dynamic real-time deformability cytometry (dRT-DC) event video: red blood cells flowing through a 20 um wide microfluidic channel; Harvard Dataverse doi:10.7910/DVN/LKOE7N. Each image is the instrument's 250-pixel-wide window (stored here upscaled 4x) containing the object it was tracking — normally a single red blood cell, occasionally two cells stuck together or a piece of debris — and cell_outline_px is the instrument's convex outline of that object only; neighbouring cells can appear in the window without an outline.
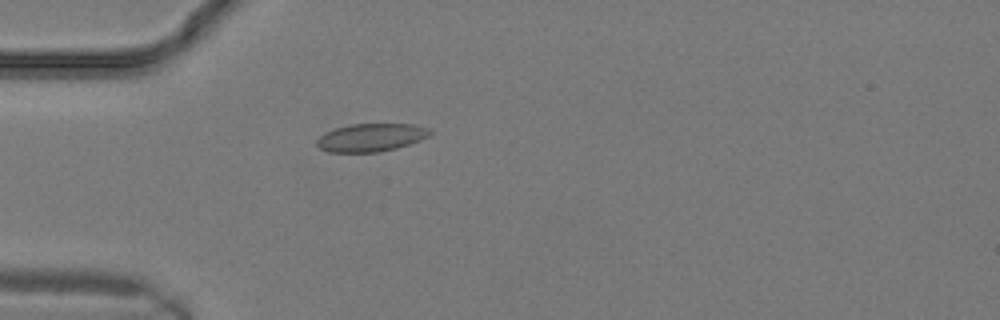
{"species": "common noctule bat (a hibernating species)", "species_latin": "Nyctalus noctula", "temperature_condition": "warm", "stored_images_in_passage": 3, "camera_frame_rate_fps": 3000, "um_per_image_px": 0.085, "animal": {"sex": "male", "body_mass_g": 19.2, "forearm_length_mm": 51.8}, "frame": {"image": 1, "passage_image": 1, "time_ms": 0.0, "image_size_px": [1000, 320], "cell_outline_px": [[432, 132], [428, 136], [420, 140], [396, 148], [376, 152], [328, 152], [320, 148], [316, 144], [316, 140], [320, 136], [336, 128], [352, 124], [412, 124], [428, 128]], "centroid_in_image_um": [31.53, 11.69], "position_along_channel_um": 53.5, "area_um2": 18.21}}
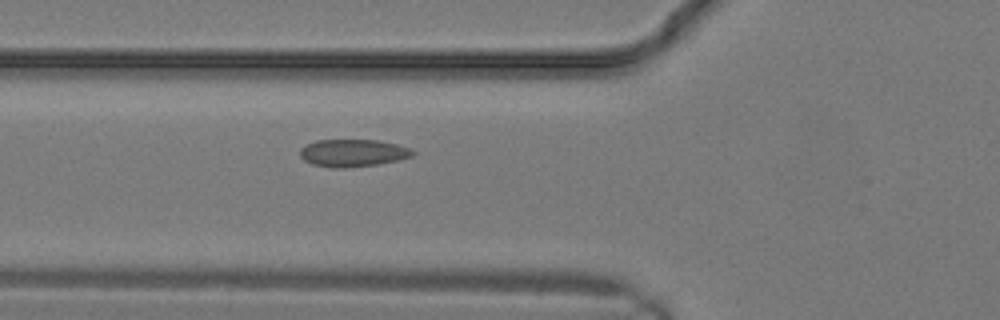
{"frame": {"image": 2, "passage_image": 3, "time_ms": 0.667, "image_size_px": [1000, 320], "cell_outline_px": [[416, 152], [412, 156], [400, 160], [376, 164], [344, 168], [332, 168], [312, 164], [304, 160], [300, 156], [300, 148], [316, 140], [380, 140], [396, 144], [408, 148]], "centroid_in_image_um": [29.99, 13.0], "position_along_channel_um": 95.8, "area_um2": 17.98}}